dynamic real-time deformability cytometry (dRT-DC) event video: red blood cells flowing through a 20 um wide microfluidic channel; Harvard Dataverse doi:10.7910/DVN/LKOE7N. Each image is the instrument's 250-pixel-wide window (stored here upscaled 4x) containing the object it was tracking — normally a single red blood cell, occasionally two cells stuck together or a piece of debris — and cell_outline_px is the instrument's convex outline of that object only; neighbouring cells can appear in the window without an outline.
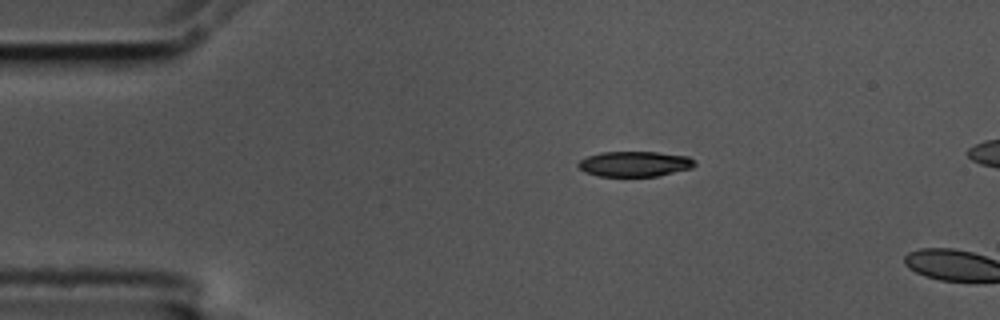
{"species": "common noctule bat (a hibernating species)", "species_latin": "Nyctalus noctula", "temperature_condition": "cold", "stored_images_in_passage": 2, "camera_frame_rate_fps": 3000, "um_per_image_px": 0.085, "animal": {"sex": "male", "body_mass_g": 17.5, "forearm_length_mm": 52.3}, "frame": {"image": 1, "passage_image": 2, "time_ms": 0.333, "image_size_px": [1000, 320], "cell_outline_px": [[696, 164], [692, 168], [656, 176], [600, 176], [584, 172], [576, 164], [580, 160], [588, 156], [600, 152], [656, 152], [688, 156], [696, 160]], "centroid_in_image_um": [53.95, 13.93], "position_along_channel_um": 31.0, "area_um2": 17.17}}